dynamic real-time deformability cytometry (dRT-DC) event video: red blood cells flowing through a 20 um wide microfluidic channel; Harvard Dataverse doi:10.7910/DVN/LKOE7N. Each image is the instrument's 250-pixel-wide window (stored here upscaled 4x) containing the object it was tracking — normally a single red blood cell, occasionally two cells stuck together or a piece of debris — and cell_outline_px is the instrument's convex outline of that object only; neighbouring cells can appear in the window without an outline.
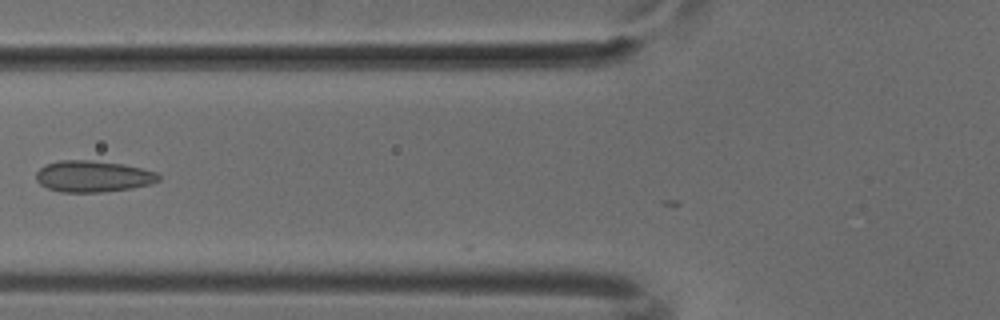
{"species": "common noctule bat (a hibernating species)", "species_latin": "Nyctalus noctula", "temperature_condition": "cold", "stored_images_in_passage": 12, "camera_frame_rate_fps": 3000, "um_per_image_px": 0.085, "animal": {"sex": "male", "body_mass_g": 18.8}, "frame": {"image": 1, "passage_image": 4, "time_ms": 1.0, "image_size_px": [1000, 320], "cell_outline_px": [[160, 180], [148, 184], [132, 188], [104, 192], [60, 192], [48, 188], [40, 184], [36, 180], [36, 172], [44, 164], [60, 160], [92, 160], [124, 164], [156, 172], [160, 176]], "centroid_in_image_um": [7.88, 14.98], "position_along_channel_um": 117.9, "area_um2": 22.48}}
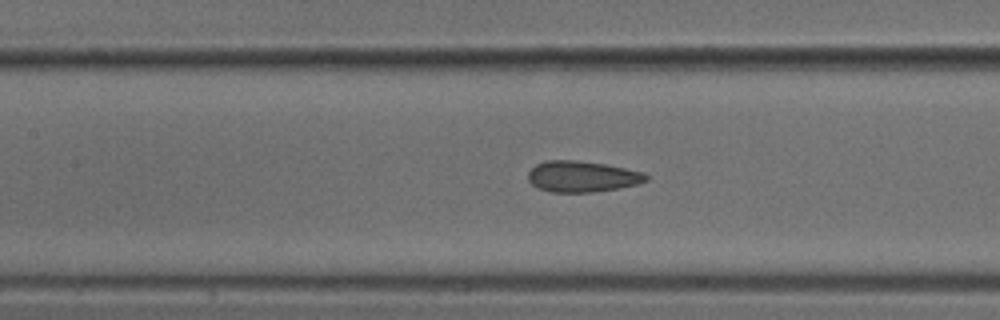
{"frame": {"image": 2, "passage_image": 7, "time_ms": 2.0, "image_size_px": [1000, 320], "cell_outline_px": [[648, 180], [636, 184], [616, 188], [592, 192], [552, 192], [536, 188], [528, 180], [528, 172], [536, 164], [544, 160], [576, 160], [608, 164], [644, 172], [648, 176]], "centroid_in_image_um": [49.46, 14.99], "position_along_channel_um": 157.9, "area_um2": 21.44}}
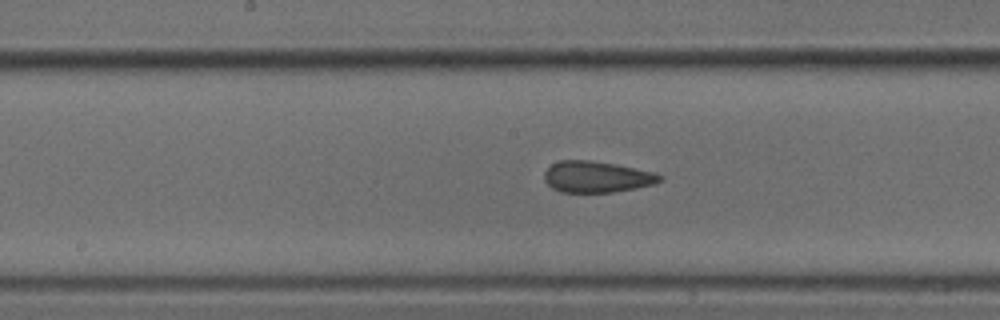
{"frame": {"image": 3, "passage_image": 10, "time_ms": 3.0, "image_size_px": [1000, 320], "cell_outline_px": [[664, 176], [656, 184], [612, 192], [560, 192], [552, 188], [544, 180], [544, 172], [552, 164], [560, 160], [588, 160], [616, 164], [652, 172]], "centroid_in_image_um": [50.7, 15.03], "position_along_channel_um": 197.5, "area_um2": 20.92}}